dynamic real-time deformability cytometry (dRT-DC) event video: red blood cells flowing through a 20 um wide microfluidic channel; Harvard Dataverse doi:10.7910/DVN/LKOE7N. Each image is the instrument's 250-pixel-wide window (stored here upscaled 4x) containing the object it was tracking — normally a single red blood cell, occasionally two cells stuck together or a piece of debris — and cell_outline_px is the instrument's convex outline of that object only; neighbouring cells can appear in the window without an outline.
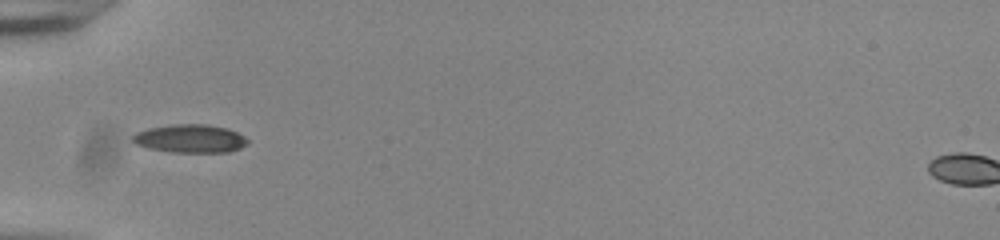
{"species": "common noctule bat (a hibernating species)", "species_latin": "Nyctalus noctula", "temperature_condition": "room temperature", "stored_images_in_passage": 36, "camera_frame_rate_fps": 3000, "um_per_image_px": 0.085, "animal": {"sex": "male", "body_mass_g": 20.0, "forearm_length_mm": 53.3}, "frame": {"image": 1, "passage_image": 1, "time_ms": 0.0, "image_size_px": [1000, 240], "cell_outline_px": [[248, 144], [240, 148], [228, 152], [172, 152], [152, 148], [136, 144], [132, 140], [132, 136], [136, 132], [148, 128], [172, 124], [208, 124], [228, 128], [244, 136], [248, 140]], "centroid_in_image_um": [16.19, 11.77], "position_along_channel_um": 68.8, "area_um2": 18.9}}
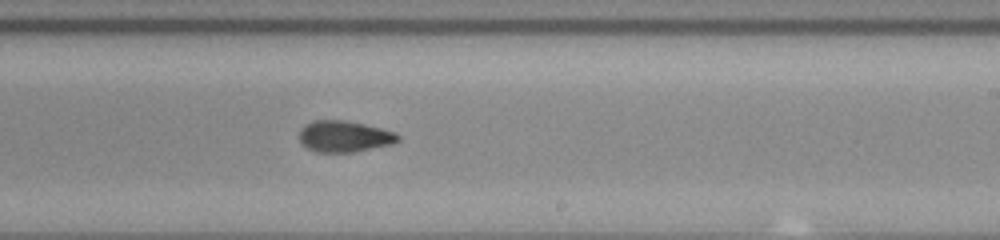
{"frame": {"image": 2, "passage_image": 16, "time_ms": 5.0, "image_size_px": [1000, 240], "cell_outline_px": [[400, 140], [392, 144], [352, 152], [316, 152], [300, 144], [300, 128], [304, 124], [312, 120], [344, 120], [364, 124], [396, 132], [400, 136]], "centroid_in_image_um": [29.24, 11.59], "position_along_channel_um": 259.8, "area_um2": 18.09}}
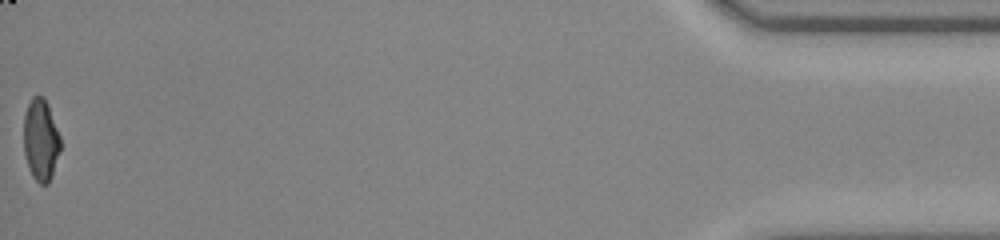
{"frame": {"image": 3, "passage_image": 36, "time_ms": 11.667, "image_size_px": [1000, 240], "cell_outline_px": [[60, 148], [52, 176], [48, 184], [40, 184], [32, 176], [28, 168], [24, 152], [24, 116], [28, 104], [32, 96], [44, 96], [48, 104], [60, 136]], "centroid_in_image_um": [3.46, 11.89], "position_along_channel_um": 431.7, "area_um2": 17.51}, "authors_computed_cell_mechanics": {"area_um2": 18.2359, "velocity_mm_per_s": 3.8592, "shape_relaxation_time_tau1_ms": 7.3593, "shape_relaxation_time_tau2_ms": 2.7729, "deformation_change_tau1": 0.1689, "deformation_change_tau2": 0.0904}}